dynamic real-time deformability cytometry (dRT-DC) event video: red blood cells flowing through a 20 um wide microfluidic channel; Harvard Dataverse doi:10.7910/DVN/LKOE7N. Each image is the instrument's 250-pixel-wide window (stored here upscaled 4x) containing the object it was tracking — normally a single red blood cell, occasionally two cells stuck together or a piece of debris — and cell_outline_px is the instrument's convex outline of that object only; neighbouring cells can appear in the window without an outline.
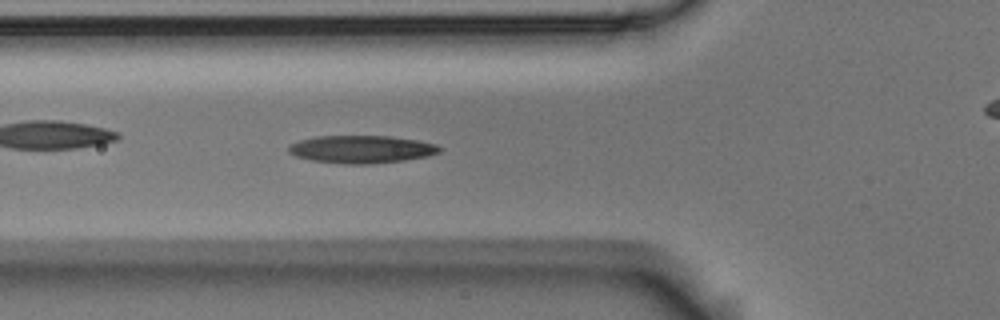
{"species": "Egyptian fruit bat (a non-hibernating species)", "species_latin": "Rousettus aegyptiacus", "temperature_condition": "room temperature", "stored_images_in_passage": 43, "camera_frame_rate_fps": 3000, "um_per_image_px": 0.085, "animal": {"sex": "male"}, "frame": {"image": 1, "passage_image": 7, "time_ms": 2.0, "image_size_px": [1000, 320], "cell_outline_px": [[444, 148], [440, 152], [428, 156], [404, 160], [368, 164], [344, 164], [312, 160], [296, 156], [288, 152], [288, 144], [300, 140], [316, 136], [392, 136], [420, 140], [436, 144]], "centroid_in_image_um": [30.75, 12.68], "position_along_channel_um": 95.0, "area_um2": 24.57}}
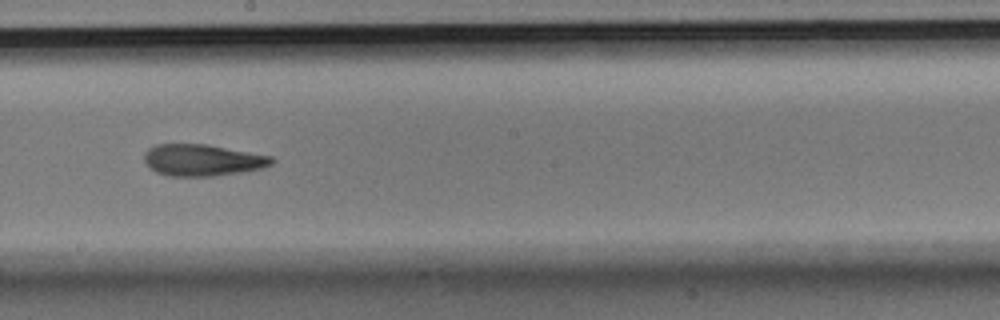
{"frame": {"image": 2, "passage_image": 18, "time_ms": 5.667, "image_size_px": [1000, 320], "cell_outline_px": [[276, 160], [272, 164], [264, 168], [240, 172], [212, 176], [168, 176], [156, 172], [148, 168], [144, 160], [144, 152], [148, 148], [156, 144], [208, 144], [272, 156]], "centroid_in_image_um": [17.2, 13.6], "position_along_channel_um": 231.0, "area_um2": 23.76}}
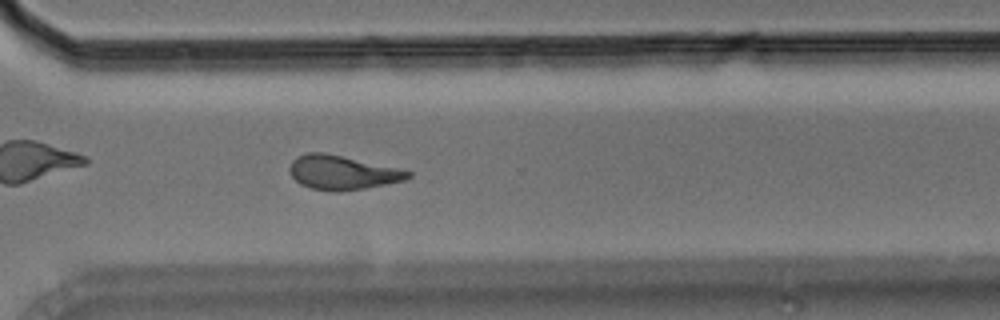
{"frame": {"image": 3, "passage_image": 27, "time_ms": 8.667, "image_size_px": [1000, 320], "cell_outline_px": [[412, 176], [404, 180], [364, 188], [332, 192], [312, 188], [300, 184], [292, 176], [288, 168], [292, 160], [296, 156], [308, 152], [324, 152], [400, 168], [412, 172]], "centroid_in_image_um": [29.07, 14.65], "position_along_channel_um": 341.5, "area_um2": 23.52}, "authors_computed_cell_mechanics": {"area_um2": 23.6402, "velocity_mm_per_s": 3.6912, "shape_relaxation_time_tau1_ms": 4.8692, "shape_relaxation_time_tau2_ms": 3.7857, "deformation_change_tau1": 0.1901, "deformation_change_tau2": 0.1391}}